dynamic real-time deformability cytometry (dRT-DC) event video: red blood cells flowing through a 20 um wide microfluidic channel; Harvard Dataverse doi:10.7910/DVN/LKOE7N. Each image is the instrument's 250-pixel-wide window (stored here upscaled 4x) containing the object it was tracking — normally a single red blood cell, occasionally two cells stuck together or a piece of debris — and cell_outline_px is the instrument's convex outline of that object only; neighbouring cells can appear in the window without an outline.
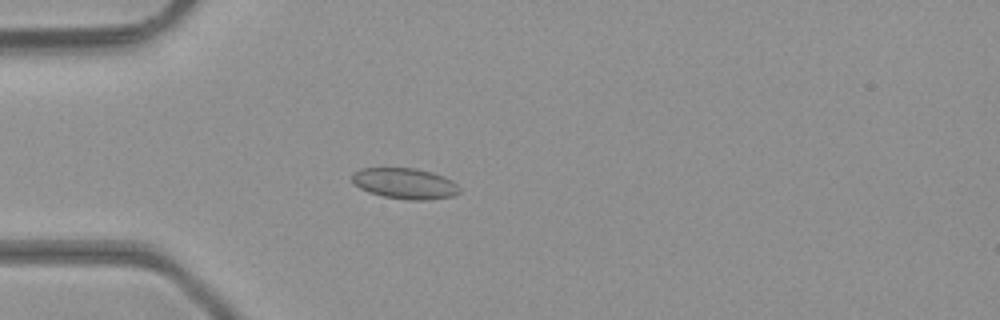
{"species": "common noctule bat (a hibernating species)", "species_latin": "Nyctalus noctula", "temperature_condition": "room temperature", "stored_images_in_passage": 47, "camera_frame_rate_fps": 3000, "um_per_image_px": 0.085, "animal": {"sex": "male", "body_mass_g": 23.1, "forearm_length_mm": 52.7}, "frame": {"image": 1, "passage_image": 13, "time_ms": 4.0, "image_size_px": [1000, 320], "cell_outline_px": [[460, 192], [452, 196], [428, 200], [408, 200], [384, 196], [368, 192], [360, 188], [352, 180], [352, 172], [360, 168], [416, 168], [432, 172], [444, 176], [452, 180], [460, 188]], "centroid_in_image_um": [34.42, 15.59], "position_along_channel_um": 50.6, "area_um2": 19.36}}
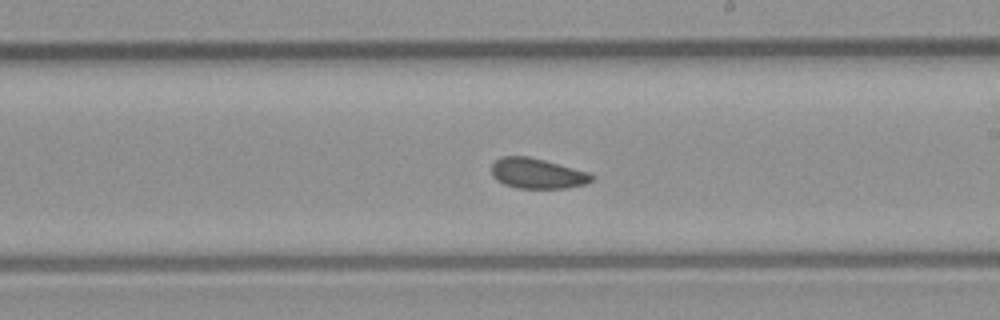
{"frame": {"image": 2, "passage_image": 27, "time_ms": 8.667, "image_size_px": [1000, 320], "cell_outline_px": [[596, 176], [592, 180], [584, 184], [568, 188], [516, 188], [504, 184], [496, 180], [492, 176], [492, 164], [500, 156], [528, 156], [592, 172]], "centroid_in_image_um": [45.69, 14.74], "position_along_channel_um": 243.3, "area_um2": 17.92}}
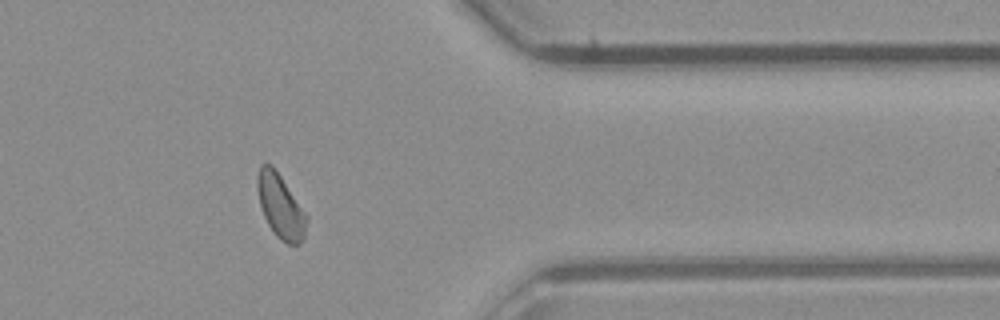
{"frame": {"image": 3, "passage_image": 38, "time_ms": 12.333, "image_size_px": [1000, 320], "cell_outline_px": [[308, 220], [304, 240], [300, 244], [288, 244], [280, 240], [276, 236], [268, 224], [264, 216], [260, 204], [256, 188], [256, 176], [260, 164], [272, 164], [308, 216]], "centroid_in_image_um": [23.84, 17.54], "position_along_channel_um": 387.6, "area_um2": 18.5}, "authors_computed_cell_mechanics": {"area_um2": 18.3226, "velocity_mm_per_s": 4.3823, "shape_relaxation_time_tau1_ms": null, "shape_relaxation_time_tau2_ms": 1.6291, "deformation_change_tau1": null, "deformation_change_tau2": 0.0383}}